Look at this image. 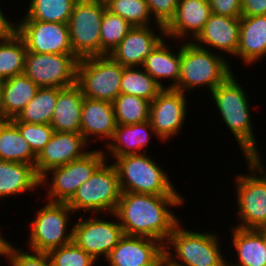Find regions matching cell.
Segmentation results:
<instances>
[{
	"label": "cell",
	"mask_w": 266,
	"mask_h": 266,
	"mask_svg": "<svg viewBox=\"0 0 266 266\" xmlns=\"http://www.w3.org/2000/svg\"><path fill=\"white\" fill-rule=\"evenodd\" d=\"M181 195H153L122 192L112 220L118 219L123 233L156 239L164 245L181 222L171 207L183 205Z\"/></svg>",
	"instance_id": "cell-1"
},
{
	"label": "cell",
	"mask_w": 266,
	"mask_h": 266,
	"mask_svg": "<svg viewBox=\"0 0 266 266\" xmlns=\"http://www.w3.org/2000/svg\"><path fill=\"white\" fill-rule=\"evenodd\" d=\"M238 78L232 73L223 83L219 84L210 93L214 100L219 116L233 133L245 158L259 154L257 141L252 127L251 105L246 91Z\"/></svg>",
	"instance_id": "cell-2"
},
{
	"label": "cell",
	"mask_w": 266,
	"mask_h": 266,
	"mask_svg": "<svg viewBox=\"0 0 266 266\" xmlns=\"http://www.w3.org/2000/svg\"><path fill=\"white\" fill-rule=\"evenodd\" d=\"M180 48V75L175 90L185 94L188 90L206 86L209 93L223 83L232 73L231 65L221 53L183 42Z\"/></svg>",
	"instance_id": "cell-3"
},
{
	"label": "cell",
	"mask_w": 266,
	"mask_h": 266,
	"mask_svg": "<svg viewBox=\"0 0 266 266\" xmlns=\"http://www.w3.org/2000/svg\"><path fill=\"white\" fill-rule=\"evenodd\" d=\"M181 226L179 222L174 227L164 245V254L170 266H227L218 233H200ZM172 250H175L174 253Z\"/></svg>",
	"instance_id": "cell-4"
},
{
	"label": "cell",
	"mask_w": 266,
	"mask_h": 266,
	"mask_svg": "<svg viewBox=\"0 0 266 266\" xmlns=\"http://www.w3.org/2000/svg\"><path fill=\"white\" fill-rule=\"evenodd\" d=\"M261 158L260 154L245 158L249 171L235 177L237 219L241 220L235 227L260 230L266 226V166Z\"/></svg>",
	"instance_id": "cell-5"
},
{
	"label": "cell",
	"mask_w": 266,
	"mask_h": 266,
	"mask_svg": "<svg viewBox=\"0 0 266 266\" xmlns=\"http://www.w3.org/2000/svg\"><path fill=\"white\" fill-rule=\"evenodd\" d=\"M113 164L121 192L181 195L159 163L145 153L117 157Z\"/></svg>",
	"instance_id": "cell-6"
},
{
	"label": "cell",
	"mask_w": 266,
	"mask_h": 266,
	"mask_svg": "<svg viewBox=\"0 0 266 266\" xmlns=\"http://www.w3.org/2000/svg\"><path fill=\"white\" fill-rule=\"evenodd\" d=\"M107 162L106 159L67 202L74 213L79 210L91 212L93 216L114 213L122 192L117 169L113 162L108 165Z\"/></svg>",
	"instance_id": "cell-7"
},
{
	"label": "cell",
	"mask_w": 266,
	"mask_h": 266,
	"mask_svg": "<svg viewBox=\"0 0 266 266\" xmlns=\"http://www.w3.org/2000/svg\"><path fill=\"white\" fill-rule=\"evenodd\" d=\"M124 67L109 55L79 59L77 85L84 97L113 103L121 93Z\"/></svg>",
	"instance_id": "cell-8"
},
{
	"label": "cell",
	"mask_w": 266,
	"mask_h": 266,
	"mask_svg": "<svg viewBox=\"0 0 266 266\" xmlns=\"http://www.w3.org/2000/svg\"><path fill=\"white\" fill-rule=\"evenodd\" d=\"M106 157L109 156L105 153V149H96L89 151L83 157L73 160L68 164L48 170L40 178V185L43 187L44 185L48 186L46 199L50 202L67 203L76 193L77 189L107 159ZM49 173H52L51 180Z\"/></svg>",
	"instance_id": "cell-9"
},
{
	"label": "cell",
	"mask_w": 266,
	"mask_h": 266,
	"mask_svg": "<svg viewBox=\"0 0 266 266\" xmlns=\"http://www.w3.org/2000/svg\"><path fill=\"white\" fill-rule=\"evenodd\" d=\"M73 210L67 203L50 202L37 210L31 221V233L27 243L31 251L48 253L67 245L73 239V226L68 229L69 217ZM67 230H69L67 232Z\"/></svg>",
	"instance_id": "cell-10"
},
{
	"label": "cell",
	"mask_w": 266,
	"mask_h": 266,
	"mask_svg": "<svg viewBox=\"0 0 266 266\" xmlns=\"http://www.w3.org/2000/svg\"><path fill=\"white\" fill-rule=\"evenodd\" d=\"M103 6L96 0H77L67 23L73 54L78 58L100 56Z\"/></svg>",
	"instance_id": "cell-11"
},
{
	"label": "cell",
	"mask_w": 266,
	"mask_h": 266,
	"mask_svg": "<svg viewBox=\"0 0 266 266\" xmlns=\"http://www.w3.org/2000/svg\"><path fill=\"white\" fill-rule=\"evenodd\" d=\"M79 59L74 54L27 51L23 73L39 88H67L77 84Z\"/></svg>",
	"instance_id": "cell-12"
},
{
	"label": "cell",
	"mask_w": 266,
	"mask_h": 266,
	"mask_svg": "<svg viewBox=\"0 0 266 266\" xmlns=\"http://www.w3.org/2000/svg\"><path fill=\"white\" fill-rule=\"evenodd\" d=\"M83 219L73 225L72 241L91 255L95 260L101 256L106 258L124 235L120 223L115 220H104L96 216Z\"/></svg>",
	"instance_id": "cell-13"
},
{
	"label": "cell",
	"mask_w": 266,
	"mask_h": 266,
	"mask_svg": "<svg viewBox=\"0 0 266 266\" xmlns=\"http://www.w3.org/2000/svg\"><path fill=\"white\" fill-rule=\"evenodd\" d=\"M16 32L27 51L49 54H73L68 24L37 20L18 21Z\"/></svg>",
	"instance_id": "cell-14"
},
{
	"label": "cell",
	"mask_w": 266,
	"mask_h": 266,
	"mask_svg": "<svg viewBox=\"0 0 266 266\" xmlns=\"http://www.w3.org/2000/svg\"><path fill=\"white\" fill-rule=\"evenodd\" d=\"M185 95L175 89H163L150 103L149 122L161 142L173 138L184 127L188 103Z\"/></svg>",
	"instance_id": "cell-15"
},
{
	"label": "cell",
	"mask_w": 266,
	"mask_h": 266,
	"mask_svg": "<svg viewBox=\"0 0 266 266\" xmlns=\"http://www.w3.org/2000/svg\"><path fill=\"white\" fill-rule=\"evenodd\" d=\"M164 248L156 239L124 234L106 261L109 266H154L165 256Z\"/></svg>",
	"instance_id": "cell-16"
},
{
	"label": "cell",
	"mask_w": 266,
	"mask_h": 266,
	"mask_svg": "<svg viewBox=\"0 0 266 266\" xmlns=\"http://www.w3.org/2000/svg\"><path fill=\"white\" fill-rule=\"evenodd\" d=\"M81 133L54 132L50 141L37 155L35 170L41 178L48 170L79 159L89 151ZM85 148V149H84Z\"/></svg>",
	"instance_id": "cell-17"
},
{
	"label": "cell",
	"mask_w": 266,
	"mask_h": 266,
	"mask_svg": "<svg viewBox=\"0 0 266 266\" xmlns=\"http://www.w3.org/2000/svg\"><path fill=\"white\" fill-rule=\"evenodd\" d=\"M158 35L151 26L132 27L109 56L123 67L143 65L155 46L165 37L164 26L159 25ZM162 34V35H161Z\"/></svg>",
	"instance_id": "cell-18"
},
{
	"label": "cell",
	"mask_w": 266,
	"mask_h": 266,
	"mask_svg": "<svg viewBox=\"0 0 266 266\" xmlns=\"http://www.w3.org/2000/svg\"><path fill=\"white\" fill-rule=\"evenodd\" d=\"M210 15L211 7L208 0H178L174 17L164 27L165 38L181 41L187 37L192 41L190 39L192 37L194 40L204 28Z\"/></svg>",
	"instance_id": "cell-19"
},
{
	"label": "cell",
	"mask_w": 266,
	"mask_h": 266,
	"mask_svg": "<svg viewBox=\"0 0 266 266\" xmlns=\"http://www.w3.org/2000/svg\"><path fill=\"white\" fill-rule=\"evenodd\" d=\"M240 17H229L211 13L204 28L192 41L204 49L216 48L218 51L236 57L239 46ZM210 46V48H208Z\"/></svg>",
	"instance_id": "cell-20"
},
{
	"label": "cell",
	"mask_w": 266,
	"mask_h": 266,
	"mask_svg": "<svg viewBox=\"0 0 266 266\" xmlns=\"http://www.w3.org/2000/svg\"><path fill=\"white\" fill-rule=\"evenodd\" d=\"M116 127L113 103L84 97L81 110V134L89 145L92 141L89 139L93 136L95 141L97 138L103 139L106 146L113 138Z\"/></svg>",
	"instance_id": "cell-21"
},
{
	"label": "cell",
	"mask_w": 266,
	"mask_h": 266,
	"mask_svg": "<svg viewBox=\"0 0 266 266\" xmlns=\"http://www.w3.org/2000/svg\"><path fill=\"white\" fill-rule=\"evenodd\" d=\"M266 56V15L241 16L239 46L236 58L254 65Z\"/></svg>",
	"instance_id": "cell-22"
},
{
	"label": "cell",
	"mask_w": 266,
	"mask_h": 266,
	"mask_svg": "<svg viewBox=\"0 0 266 266\" xmlns=\"http://www.w3.org/2000/svg\"><path fill=\"white\" fill-rule=\"evenodd\" d=\"M84 96L75 84L58 92L50 125L54 132L81 133V110Z\"/></svg>",
	"instance_id": "cell-23"
},
{
	"label": "cell",
	"mask_w": 266,
	"mask_h": 266,
	"mask_svg": "<svg viewBox=\"0 0 266 266\" xmlns=\"http://www.w3.org/2000/svg\"><path fill=\"white\" fill-rule=\"evenodd\" d=\"M152 134L156 136L149 120L132 125H117L106 149L115 159L126 155L141 154L140 150L146 151L144 147L148 146Z\"/></svg>",
	"instance_id": "cell-24"
},
{
	"label": "cell",
	"mask_w": 266,
	"mask_h": 266,
	"mask_svg": "<svg viewBox=\"0 0 266 266\" xmlns=\"http://www.w3.org/2000/svg\"><path fill=\"white\" fill-rule=\"evenodd\" d=\"M165 37L155 46L150 55L145 59L143 68L163 89H175L180 75V49L174 54ZM172 52V53H171ZM168 79L171 84L164 86L161 80Z\"/></svg>",
	"instance_id": "cell-25"
},
{
	"label": "cell",
	"mask_w": 266,
	"mask_h": 266,
	"mask_svg": "<svg viewBox=\"0 0 266 266\" xmlns=\"http://www.w3.org/2000/svg\"><path fill=\"white\" fill-rule=\"evenodd\" d=\"M231 231L238 263L227 261V266H266V238L262 231L238 227Z\"/></svg>",
	"instance_id": "cell-26"
},
{
	"label": "cell",
	"mask_w": 266,
	"mask_h": 266,
	"mask_svg": "<svg viewBox=\"0 0 266 266\" xmlns=\"http://www.w3.org/2000/svg\"><path fill=\"white\" fill-rule=\"evenodd\" d=\"M40 186L35 167L26 163L0 160V198L28 193Z\"/></svg>",
	"instance_id": "cell-27"
},
{
	"label": "cell",
	"mask_w": 266,
	"mask_h": 266,
	"mask_svg": "<svg viewBox=\"0 0 266 266\" xmlns=\"http://www.w3.org/2000/svg\"><path fill=\"white\" fill-rule=\"evenodd\" d=\"M37 155L11 121L0 122V160L26 163L35 167Z\"/></svg>",
	"instance_id": "cell-28"
},
{
	"label": "cell",
	"mask_w": 266,
	"mask_h": 266,
	"mask_svg": "<svg viewBox=\"0 0 266 266\" xmlns=\"http://www.w3.org/2000/svg\"><path fill=\"white\" fill-rule=\"evenodd\" d=\"M39 87L24 73L4 80L3 104L6 121L16 118L35 97Z\"/></svg>",
	"instance_id": "cell-29"
},
{
	"label": "cell",
	"mask_w": 266,
	"mask_h": 266,
	"mask_svg": "<svg viewBox=\"0 0 266 266\" xmlns=\"http://www.w3.org/2000/svg\"><path fill=\"white\" fill-rule=\"evenodd\" d=\"M61 88H39L35 97L25 106L12 122L50 124Z\"/></svg>",
	"instance_id": "cell-30"
},
{
	"label": "cell",
	"mask_w": 266,
	"mask_h": 266,
	"mask_svg": "<svg viewBox=\"0 0 266 266\" xmlns=\"http://www.w3.org/2000/svg\"><path fill=\"white\" fill-rule=\"evenodd\" d=\"M26 52V44L17 32L0 40L1 80H7L23 73Z\"/></svg>",
	"instance_id": "cell-31"
},
{
	"label": "cell",
	"mask_w": 266,
	"mask_h": 266,
	"mask_svg": "<svg viewBox=\"0 0 266 266\" xmlns=\"http://www.w3.org/2000/svg\"><path fill=\"white\" fill-rule=\"evenodd\" d=\"M77 0H31L21 20L67 24Z\"/></svg>",
	"instance_id": "cell-32"
},
{
	"label": "cell",
	"mask_w": 266,
	"mask_h": 266,
	"mask_svg": "<svg viewBox=\"0 0 266 266\" xmlns=\"http://www.w3.org/2000/svg\"><path fill=\"white\" fill-rule=\"evenodd\" d=\"M121 93L153 101L163 88L142 68L124 67Z\"/></svg>",
	"instance_id": "cell-33"
},
{
	"label": "cell",
	"mask_w": 266,
	"mask_h": 266,
	"mask_svg": "<svg viewBox=\"0 0 266 266\" xmlns=\"http://www.w3.org/2000/svg\"><path fill=\"white\" fill-rule=\"evenodd\" d=\"M150 103L145 98L120 93L113 101L117 125H132L149 120Z\"/></svg>",
	"instance_id": "cell-34"
},
{
	"label": "cell",
	"mask_w": 266,
	"mask_h": 266,
	"mask_svg": "<svg viewBox=\"0 0 266 266\" xmlns=\"http://www.w3.org/2000/svg\"><path fill=\"white\" fill-rule=\"evenodd\" d=\"M132 27L124 18L105 8L100 27V56L109 55Z\"/></svg>",
	"instance_id": "cell-35"
},
{
	"label": "cell",
	"mask_w": 266,
	"mask_h": 266,
	"mask_svg": "<svg viewBox=\"0 0 266 266\" xmlns=\"http://www.w3.org/2000/svg\"><path fill=\"white\" fill-rule=\"evenodd\" d=\"M106 8L133 27L152 26L153 18L146 0H113Z\"/></svg>",
	"instance_id": "cell-36"
},
{
	"label": "cell",
	"mask_w": 266,
	"mask_h": 266,
	"mask_svg": "<svg viewBox=\"0 0 266 266\" xmlns=\"http://www.w3.org/2000/svg\"><path fill=\"white\" fill-rule=\"evenodd\" d=\"M53 266H94L96 260L73 241L48 252Z\"/></svg>",
	"instance_id": "cell-37"
},
{
	"label": "cell",
	"mask_w": 266,
	"mask_h": 266,
	"mask_svg": "<svg viewBox=\"0 0 266 266\" xmlns=\"http://www.w3.org/2000/svg\"><path fill=\"white\" fill-rule=\"evenodd\" d=\"M13 123L18 127L21 135L36 155L43 150L54 133V129L50 124Z\"/></svg>",
	"instance_id": "cell-38"
},
{
	"label": "cell",
	"mask_w": 266,
	"mask_h": 266,
	"mask_svg": "<svg viewBox=\"0 0 266 266\" xmlns=\"http://www.w3.org/2000/svg\"><path fill=\"white\" fill-rule=\"evenodd\" d=\"M19 249L10 242L7 245L4 256L11 266H53L48 253Z\"/></svg>",
	"instance_id": "cell-39"
},
{
	"label": "cell",
	"mask_w": 266,
	"mask_h": 266,
	"mask_svg": "<svg viewBox=\"0 0 266 266\" xmlns=\"http://www.w3.org/2000/svg\"><path fill=\"white\" fill-rule=\"evenodd\" d=\"M156 25L166 26L174 17L178 0H146Z\"/></svg>",
	"instance_id": "cell-40"
},
{
	"label": "cell",
	"mask_w": 266,
	"mask_h": 266,
	"mask_svg": "<svg viewBox=\"0 0 266 266\" xmlns=\"http://www.w3.org/2000/svg\"><path fill=\"white\" fill-rule=\"evenodd\" d=\"M211 13L229 17L242 16V0H208Z\"/></svg>",
	"instance_id": "cell-41"
},
{
	"label": "cell",
	"mask_w": 266,
	"mask_h": 266,
	"mask_svg": "<svg viewBox=\"0 0 266 266\" xmlns=\"http://www.w3.org/2000/svg\"><path fill=\"white\" fill-rule=\"evenodd\" d=\"M266 15V0H242V16Z\"/></svg>",
	"instance_id": "cell-42"
},
{
	"label": "cell",
	"mask_w": 266,
	"mask_h": 266,
	"mask_svg": "<svg viewBox=\"0 0 266 266\" xmlns=\"http://www.w3.org/2000/svg\"><path fill=\"white\" fill-rule=\"evenodd\" d=\"M0 7V40L12 36L16 32L17 24L7 19Z\"/></svg>",
	"instance_id": "cell-43"
},
{
	"label": "cell",
	"mask_w": 266,
	"mask_h": 266,
	"mask_svg": "<svg viewBox=\"0 0 266 266\" xmlns=\"http://www.w3.org/2000/svg\"><path fill=\"white\" fill-rule=\"evenodd\" d=\"M3 85H4V80L0 79V122L6 121V114L3 104Z\"/></svg>",
	"instance_id": "cell-44"
},
{
	"label": "cell",
	"mask_w": 266,
	"mask_h": 266,
	"mask_svg": "<svg viewBox=\"0 0 266 266\" xmlns=\"http://www.w3.org/2000/svg\"><path fill=\"white\" fill-rule=\"evenodd\" d=\"M9 241L1 236L0 233V256H4Z\"/></svg>",
	"instance_id": "cell-45"
},
{
	"label": "cell",
	"mask_w": 266,
	"mask_h": 266,
	"mask_svg": "<svg viewBox=\"0 0 266 266\" xmlns=\"http://www.w3.org/2000/svg\"><path fill=\"white\" fill-rule=\"evenodd\" d=\"M154 266H168L167 258L164 256L156 265Z\"/></svg>",
	"instance_id": "cell-46"
},
{
	"label": "cell",
	"mask_w": 266,
	"mask_h": 266,
	"mask_svg": "<svg viewBox=\"0 0 266 266\" xmlns=\"http://www.w3.org/2000/svg\"><path fill=\"white\" fill-rule=\"evenodd\" d=\"M96 1L99 2L100 4H102L103 6H107L113 0H96Z\"/></svg>",
	"instance_id": "cell-47"
},
{
	"label": "cell",
	"mask_w": 266,
	"mask_h": 266,
	"mask_svg": "<svg viewBox=\"0 0 266 266\" xmlns=\"http://www.w3.org/2000/svg\"><path fill=\"white\" fill-rule=\"evenodd\" d=\"M262 231V233L264 234L265 238H266V226H264L263 228L260 229Z\"/></svg>",
	"instance_id": "cell-48"
}]
</instances>
